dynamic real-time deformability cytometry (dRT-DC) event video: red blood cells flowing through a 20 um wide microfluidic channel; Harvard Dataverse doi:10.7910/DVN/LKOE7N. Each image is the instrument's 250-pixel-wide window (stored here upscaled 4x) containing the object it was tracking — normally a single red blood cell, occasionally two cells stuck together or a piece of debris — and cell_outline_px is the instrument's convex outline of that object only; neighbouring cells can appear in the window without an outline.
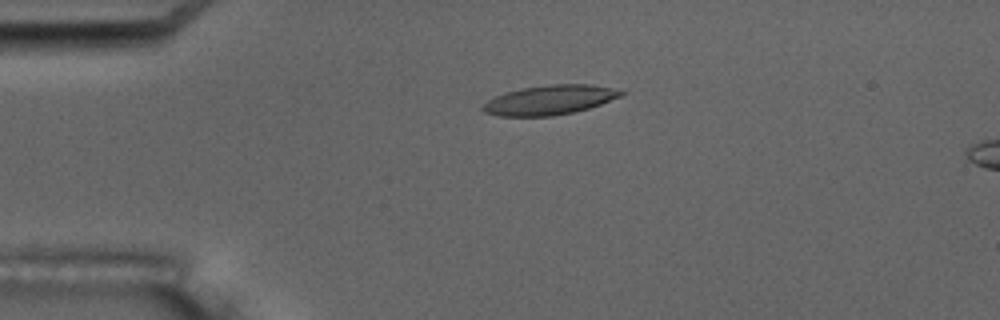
{"species": "common noctule bat (a hibernating species)", "species_latin": "Nyctalus noctula", "temperature_condition": "room temperature", "stored_images_in_passage": 6, "camera_frame_rate_fps": 3000, "um_per_image_px": 0.085, "animal": {"sex": "male", "body_mass_g": 17.5, "forearm_length_mm": 52.3}, "frame": {"image": 1, "passage_image": 4, "time_ms": 4.0, "image_size_px": [1000, 320], "cell_outline_px": [[628, 92], [624, 96], [588, 108], [572, 112], [552, 116], [496, 116], [484, 112], [480, 108], [488, 100], [496, 96], [520, 88], [552, 84], [592, 84]], "centroid_in_image_um": [46.74, 8.49], "position_along_channel_um": 38.3, "area_um2": 23.76}}